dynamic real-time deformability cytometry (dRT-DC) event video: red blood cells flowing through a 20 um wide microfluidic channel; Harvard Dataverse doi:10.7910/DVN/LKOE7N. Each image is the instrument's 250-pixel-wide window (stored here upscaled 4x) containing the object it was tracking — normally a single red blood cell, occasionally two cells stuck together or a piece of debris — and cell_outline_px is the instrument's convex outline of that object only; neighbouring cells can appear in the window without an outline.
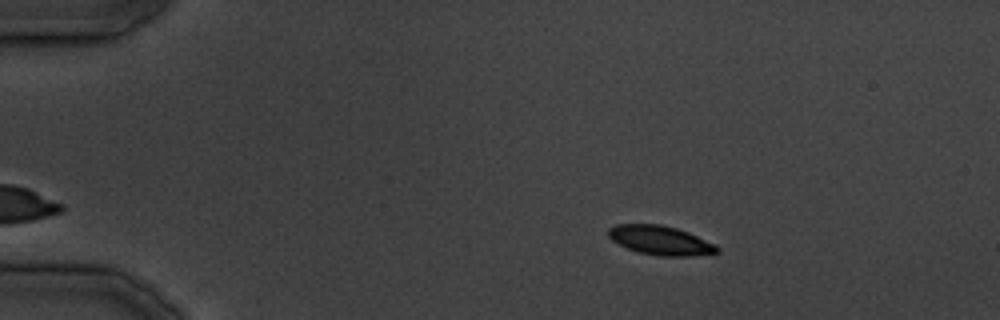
{"species": "common noctule bat (a hibernating species)", "species_latin": "Nyctalus noctula", "temperature_condition": "cold", "stored_images_in_passage": 32, "camera_frame_rate_fps": 3000, "um_per_image_px": 0.085, "animal": {"sex": "male", "body_mass_g": 19.5, "forearm_length_mm": 54.6}, "frame": {"image": 1, "passage_image": 2, "time_ms": 1.0, "image_size_px": [1000, 320], "cell_outline_px": [[720, 252], [692, 256], [660, 256], [640, 252], [628, 248], [612, 240], [608, 236], [608, 228], [616, 224], [660, 224], [676, 228], [688, 232], [716, 244], [720, 248]], "centroid_in_image_um": [56.16, 20.42], "position_along_channel_um": 28.8, "area_um2": 18.44}}
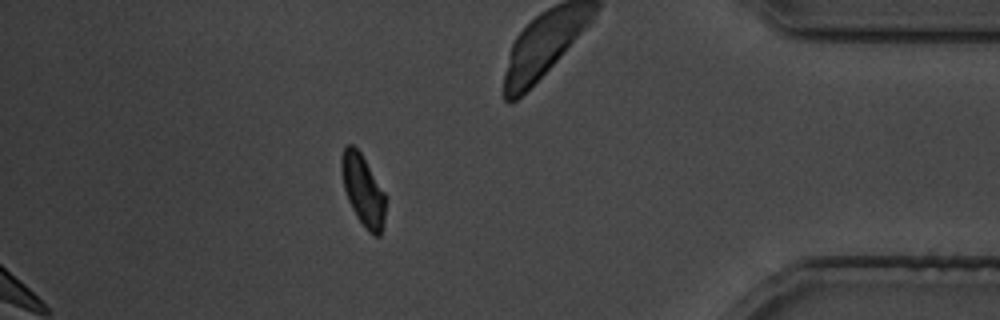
{"frame": {"image": 2, "passage_image": 28, "time_ms": 33.333, "image_size_px": [1000, 320], "cell_outline_px": [[388, 196], [384, 220], [380, 236], [372, 236], [368, 232], [356, 216], [348, 200], [344, 188], [340, 168], [340, 160], [344, 148], [348, 144], [352, 144], [360, 152]], "centroid_in_image_um": [30.88, 16.19], "position_along_channel_um": 404.3, "area_um2": 18.61}}